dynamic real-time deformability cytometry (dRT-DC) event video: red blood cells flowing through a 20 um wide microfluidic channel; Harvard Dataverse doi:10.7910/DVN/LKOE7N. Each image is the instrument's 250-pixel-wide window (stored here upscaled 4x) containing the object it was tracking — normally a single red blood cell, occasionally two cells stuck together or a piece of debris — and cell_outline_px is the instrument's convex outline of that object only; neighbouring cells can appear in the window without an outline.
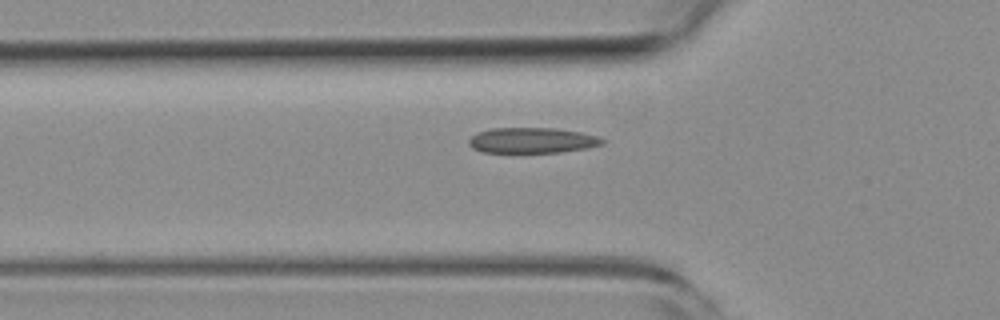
{"species": "common noctule bat (a hibernating species)", "species_latin": "Nyctalus noctula", "temperature_condition": "room temperature", "stored_images_in_passage": 35, "camera_frame_rate_fps": 3000, "um_per_image_px": 0.085, "animal": {"sex": "female", "body_mass_g": 19.3, "forearm_length_mm": 54.1}, "frame": {"image": 1, "passage_image": 9, "time_ms": 2.667, "image_size_px": [1000, 320], "cell_outline_px": [[604, 144], [588, 148], [560, 152], [480, 152], [472, 148], [468, 144], [468, 140], [476, 132], [492, 128], [556, 128], [580, 132], [600, 136], [604, 140]], "centroid_in_image_um": [45.23, 11.93], "position_along_channel_um": 80.6, "area_um2": 20.0}}
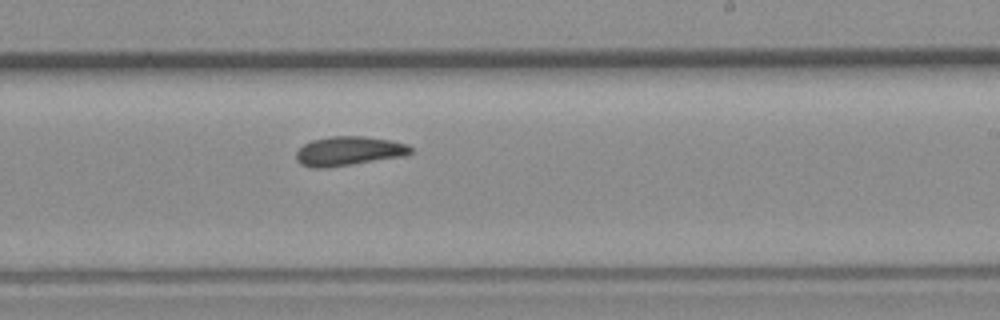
{"frame": {"image": 2, "passage_image": 23, "time_ms": 7.333, "image_size_px": [1000, 320], "cell_outline_px": [[412, 152], [404, 156], [328, 168], [312, 168], [300, 164], [296, 160], [296, 152], [304, 144], [312, 140], [332, 136], [364, 136], [392, 140], [408, 144], [412, 148]], "centroid_in_image_um": [29.64, 12.84], "position_along_channel_um": 259.4, "area_um2": 19.65}}
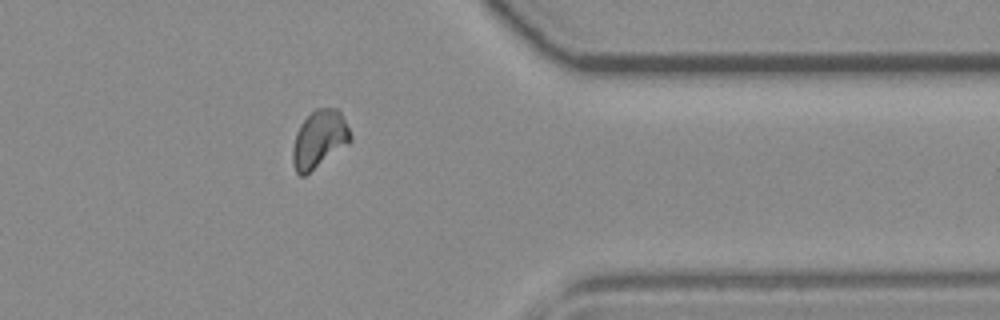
{"frame": {"image": 3, "passage_image": 34, "time_ms": 11.0, "image_size_px": [1000, 320], "cell_outline_px": [[352, 140], [348, 144], [304, 176], [300, 176], [296, 172], [292, 160], [292, 148], [296, 132], [300, 124], [316, 108], [336, 108], [340, 112], [352, 136]], "centroid_in_image_um": [27.12, 11.84], "position_along_channel_um": 384.3, "area_um2": 19.19}}